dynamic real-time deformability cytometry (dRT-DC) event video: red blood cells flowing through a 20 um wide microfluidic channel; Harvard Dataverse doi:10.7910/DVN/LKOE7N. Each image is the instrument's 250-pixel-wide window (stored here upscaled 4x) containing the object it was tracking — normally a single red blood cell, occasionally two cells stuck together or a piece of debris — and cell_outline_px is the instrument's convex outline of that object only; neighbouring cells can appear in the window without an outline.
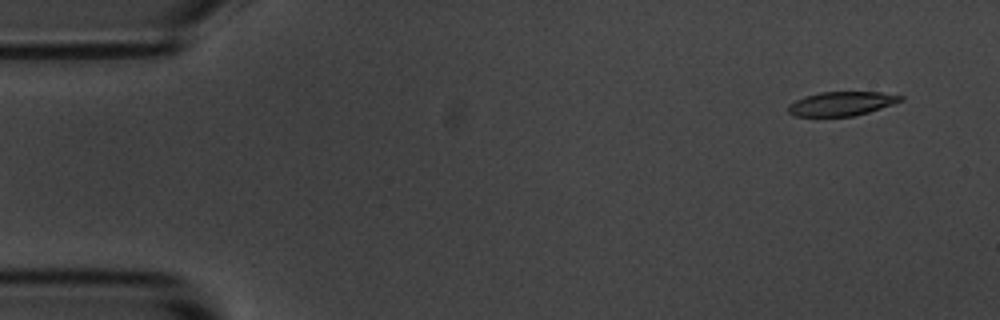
{"species": "common noctule bat (a hibernating species)", "species_latin": "Nyctalus noctula", "temperature_condition": "room temperature", "stored_images_in_passage": 4, "camera_frame_rate_fps": 3000, "um_per_image_px": 0.085, "animal": {"sex": "male", "body_mass_g": 20.1, "forearm_length_mm": 53.5}, "frame": {"image": 1, "passage_image": 1, "time_ms": 0.0, "image_size_px": [1000, 320], "cell_outline_px": [[904, 100], [868, 112], [852, 116], [792, 116], [788, 112], [788, 104], [804, 96], [820, 92], [880, 92], [904, 96]], "centroid_in_image_um": [71.5, 8.81], "position_along_channel_um": 13.5, "area_um2": 15.72}}
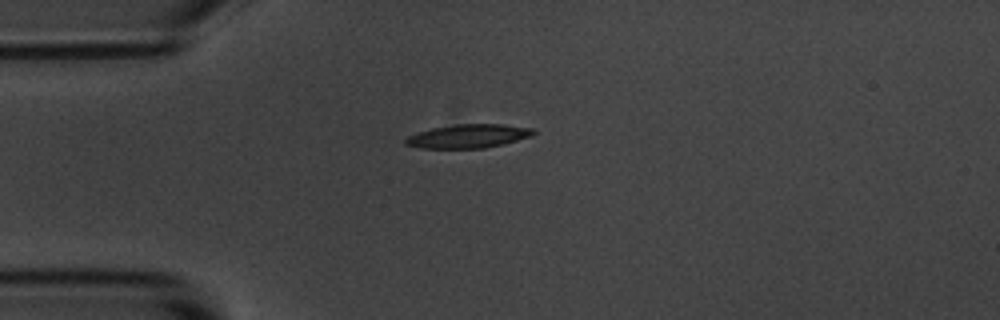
{"frame": {"image": 2, "passage_image": 4, "time_ms": 3.333, "image_size_px": [1000, 320], "cell_outline_px": [[536, 132], [532, 136], [504, 144], [484, 148], [424, 148], [404, 144], [404, 140], [408, 136], [416, 132], [432, 128], [456, 124], [500, 124], [532, 128]], "centroid_in_image_um": [39.8, 11.57], "position_along_channel_um": 45.2, "area_um2": 17.63}}